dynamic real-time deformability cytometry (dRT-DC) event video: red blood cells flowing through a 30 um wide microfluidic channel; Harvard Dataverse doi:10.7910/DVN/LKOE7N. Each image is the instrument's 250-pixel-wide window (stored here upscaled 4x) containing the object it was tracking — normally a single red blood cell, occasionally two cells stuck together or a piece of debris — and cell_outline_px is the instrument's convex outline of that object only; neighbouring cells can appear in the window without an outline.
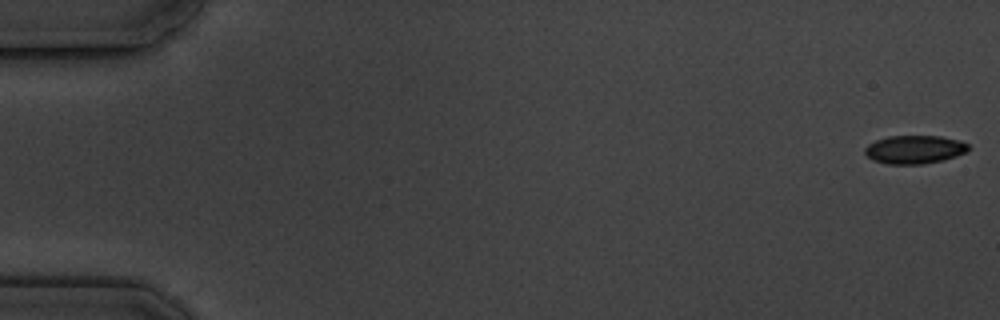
{"species": "common noctule bat (a hibernating species)", "species_latin": "Nyctalus noctula", "temperature_condition": "cold", "stored_images_in_passage": 6, "camera_frame_rate_fps": 3000, "um_per_image_px": 0.085, "animal": {"sex": "male", "body_mass_g": 19.5, "forearm_length_mm": 54.6}, "frame": {"image": 1, "passage_image": 1, "time_ms": 0.0, "image_size_px": [1000, 320], "cell_outline_px": [[968, 148], [964, 152], [956, 156], [944, 160], [924, 164], [888, 164], [872, 160], [864, 152], [864, 148], [868, 144], [876, 140], [888, 136], [940, 136], [956, 140], [968, 144]], "centroid_in_image_um": [77.69, 12.71], "position_along_channel_um": 7.3, "area_um2": 16.99}}
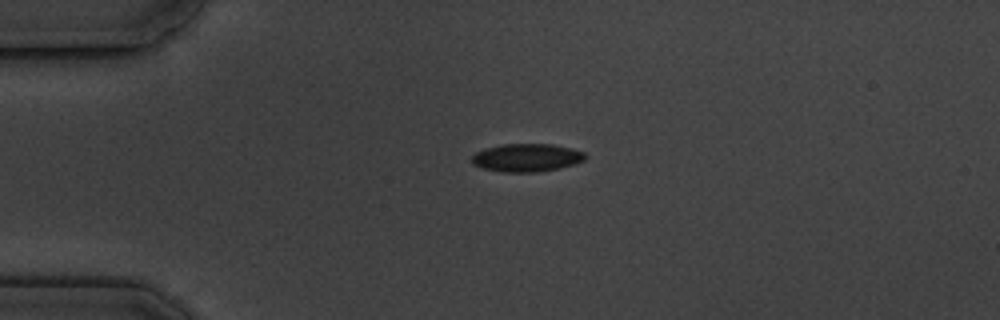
{"frame": {"image": 2, "passage_image": 4, "time_ms": 4.333, "image_size_px": [1000, 320], "cell_outline_px": [[588, 156], [584, 160], [576, 164], [560, 168], [536, 172], [504, 172], [484, 168], [472, 164], [472, 156], [476, 152], [484, 148], [500, 144], [552, 144], [572, 148], [584, 152]], "centroid_in_image_um": [44.79, 13.39], "position_along_channel_um": 40.2, "area_um2": 18.67}}